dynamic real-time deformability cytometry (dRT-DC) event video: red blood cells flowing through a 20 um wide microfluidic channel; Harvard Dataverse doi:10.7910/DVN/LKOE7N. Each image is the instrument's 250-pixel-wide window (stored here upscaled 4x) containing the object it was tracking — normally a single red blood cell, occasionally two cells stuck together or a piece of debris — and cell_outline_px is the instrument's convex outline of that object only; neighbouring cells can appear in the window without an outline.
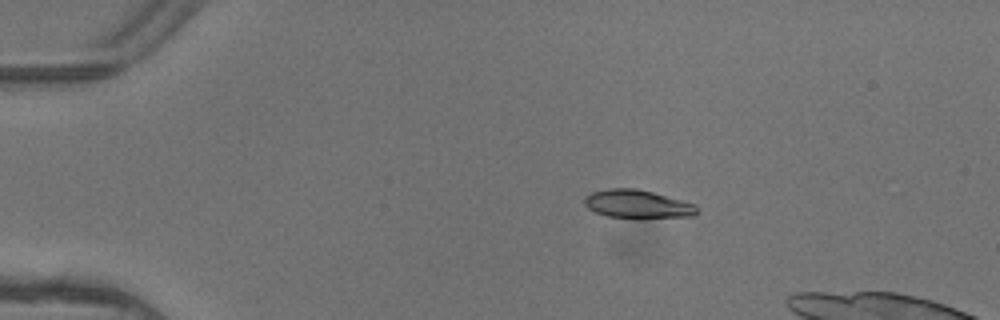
{"species": "common noctule bat (a hibernating species)", "species_latin": "Nyctalus noctula", "temperature_condition": "warm", "stored_images_in_passage": 4, "camera_frame_rate_fps": 3000, "um_per_image_px": 0.085, "animal": {"sex": "female"}, "frame": {"image": 1, "passage_image": 3, "time_ms": 0.667, "image_size_px": [1000, 320], "cell_outline_px": [[696, 212], [692, 216], [608, 216], [596, 212], [588, 208], [584, 204], [584, 196], [592, 192], [608, 188], [636, 188], [652, 192], [696, 204]], "centroid_in_image_um": [54.12, 17.3], "position_along_channel_um": 30.9, "area_um2": 17.8}}